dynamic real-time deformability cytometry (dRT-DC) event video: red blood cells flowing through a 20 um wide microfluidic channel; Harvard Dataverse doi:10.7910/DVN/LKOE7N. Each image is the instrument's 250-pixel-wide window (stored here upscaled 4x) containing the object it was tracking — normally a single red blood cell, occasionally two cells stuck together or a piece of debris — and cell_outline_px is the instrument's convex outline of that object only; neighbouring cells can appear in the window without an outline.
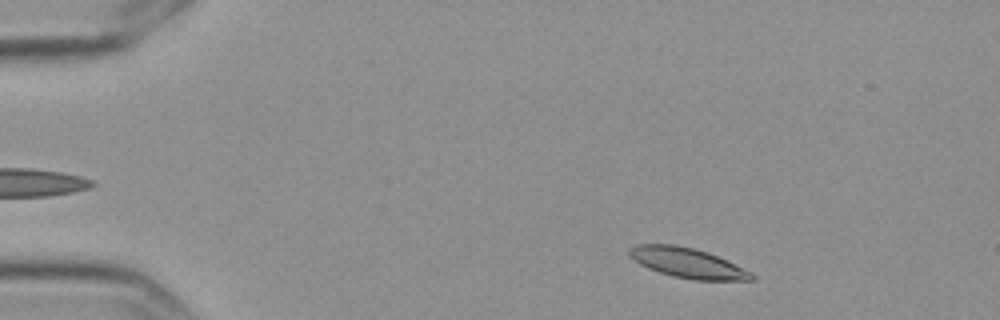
{"species": "Egyptian fruit bat (a non-hibernating species)", "species_latin": "Rousettus aegyptiacus", "temperature_condition": "cold", "stored_images_in_passage": 53, "camera_frame_rate_fps": 3000, "um_per_image_px": 0.085, "frame": {"image": 1, "passage_image": 4, "time_ms": 1.0, "image_size_px": [1000, 320], "cell_outline_px": [[756, 276], [752, 280], [696, 280], [672, 276], [648, 268], [640, 264], [628, 256], [628, 248], [636, 244], [676, 244], [708, 252], [752, 272]], "centroid_in_image_um": [58.4, 22.34], "position_along_channel_um": 26.6, "area_um2": 21.33}}
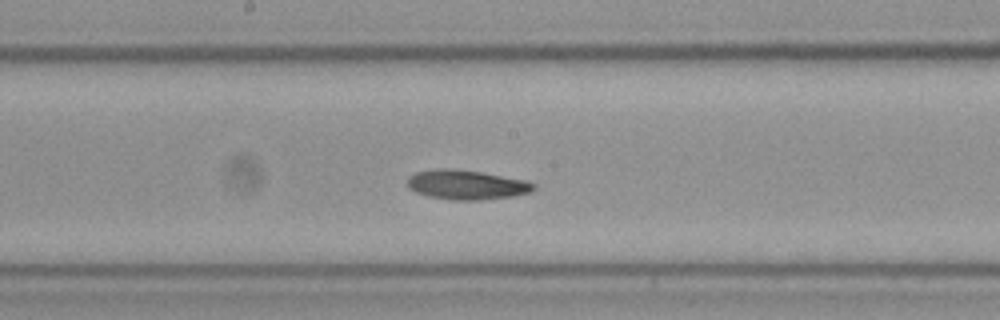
{"frame": {"image": 2, "passage_image": 26, "time_ms": 8.333, "image_size_px": [1000, 320], "cell_outline_px": [[536, 188], [528, 192], [516, 196], [480, 200], [452, 200], [428, 196], [416, 192], [408, 188], [408, 176], [416, 172], [436, 168], [448, 168], [480, 172], [528, 180], [536, 184]], "centroid_in_image_um": [39.67, 15.7], "position_along_channel_um": 208.5, "area_um2": 21.85}}
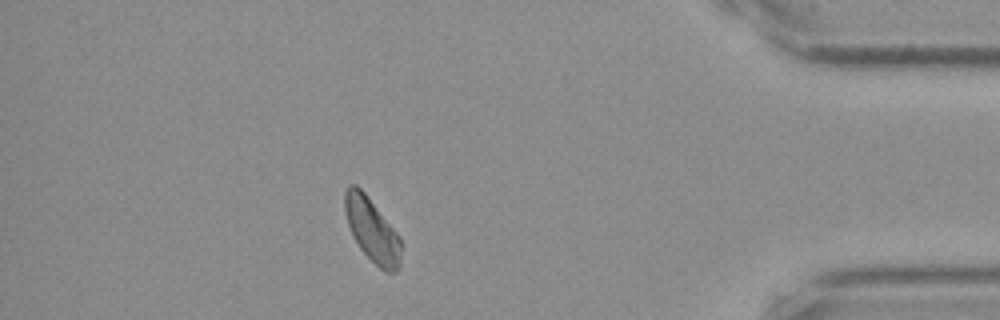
{"frame": {"image": 3, "passage_image": 46, "time_ms": 15.0, "image_size_px": [1000, 320], "cell_outline_px": [[400, 268], [396, 272], [384, 272], [360, 248], [352, 236], [348, 224], [344, 208], [344, 192], [348, 184], [356, 184], [364, 192], [400, 236]], "centroid_in_image_um": [31.61, 19.54], "position_along_channel_um": 403.6, "area_um2": 20.75}, "authors_computed_cell_mechanics": {"area_um2": 21.097, "velocity_mm_per_s": 3.5238, "shape_relaxation_time_tau1_ms": 6.3197, "shape_relaxation_time_tau2_ms": 6.2652, "deformation_change_tau1": 0.1055, "deformation_change_tau2": 0.1015}}